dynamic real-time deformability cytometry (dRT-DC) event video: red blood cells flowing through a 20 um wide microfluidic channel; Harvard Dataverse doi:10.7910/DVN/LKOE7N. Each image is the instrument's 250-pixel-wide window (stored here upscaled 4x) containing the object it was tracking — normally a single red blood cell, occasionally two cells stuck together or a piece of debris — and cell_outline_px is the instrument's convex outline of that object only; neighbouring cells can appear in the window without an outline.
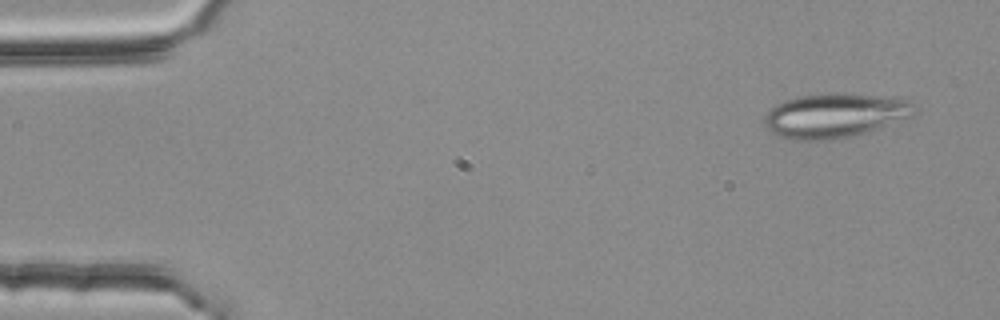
{"species": "common noctule bat (a hibernating species)", "species_latin": "Nyctalus noctula", "temperature_condition": "room temperature", "stored_images_in_passage": 3, "camera_frame_rate_fps": 3000, "um_per_image_px": 0.085, "animal": {"sex": "female", "body_mass_g": 25.1}, "frame": {"image": 1, "passage_image": 1, "time_ms": 0.0, "image_size_px": [1000, 320], "cell_outline_px": [[920, 112], [916, 116], [864, 132], [848, 136], [824, 140], [796, 140], [780, 136], [772, 132], [764, 124], [764, 116], [776, 104], [784, 100], [800, 96], [848, 92], [912, 100], [916, 104]], "centroid_in_image_um": [71.05, 9.79], "position_along_channel_um": 13.9, "area_um2": 38.9}}